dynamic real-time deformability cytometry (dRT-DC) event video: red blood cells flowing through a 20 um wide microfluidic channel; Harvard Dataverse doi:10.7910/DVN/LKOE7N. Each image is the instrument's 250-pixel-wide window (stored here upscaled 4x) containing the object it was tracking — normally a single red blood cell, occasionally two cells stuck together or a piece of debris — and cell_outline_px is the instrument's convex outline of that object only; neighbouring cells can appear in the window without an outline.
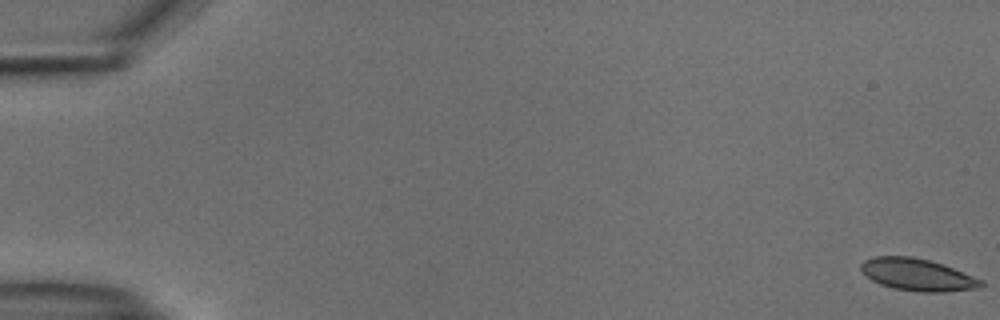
{"species": "common noctule bat (a hibernating species)", "species_latin": "Nyctalus noctula", "temperature_condition": "cold", "stored_images_in_passage": 55, "camera_frame_rate_fps": 3000, "um_per_image_px": 0.085, "animal": {"sex": "male", "body_mass_g": 18.8}, "frame": {"image": 1, "passage_image": 1, "time_ms": 0.0, "image_size_px": [1000, 320], "cell_outline_px": [[984, 284], [980, 288], [944, 292], [920, 292], [896, 288], [880, 284], [872, 280], [860, 268], [860, 264], [864, 260], [872, 256], [912, 256], [944, 264], [984, 280]], "centroid_in_image_um": [78.02, 23.34], "position_along_channel_um": 7.0, "area_um2": 22.54}}
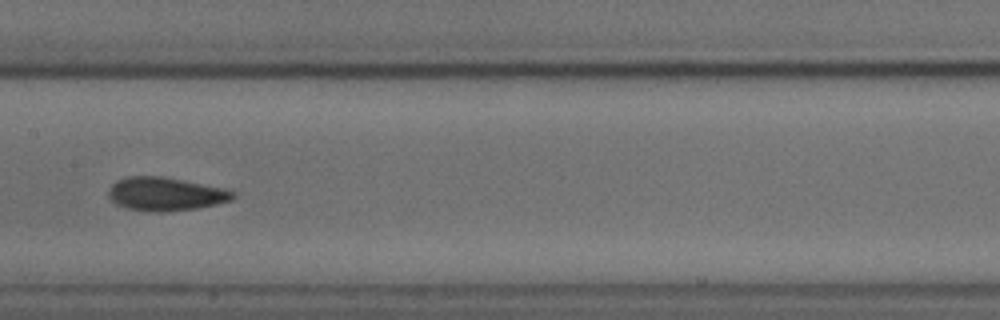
{"frame": {"image": 2, "passage_image": 29, "time_ms": 9.333, "image_size_px": [1000, 320], "cell_outline_px": [[236, 196], [232, 200], [216, 204], [196, 208], [164, 212], [152, 212], [124, 208], [116, 204], [108, 196], [108, 188], [116, 180], [128, 176], [164, 176], [228, 188], [236, 192]], "centroid_in_image_um": [14.09, 16.48], "position_along_channel_um": 193.3, "area_um2": 24.74}}
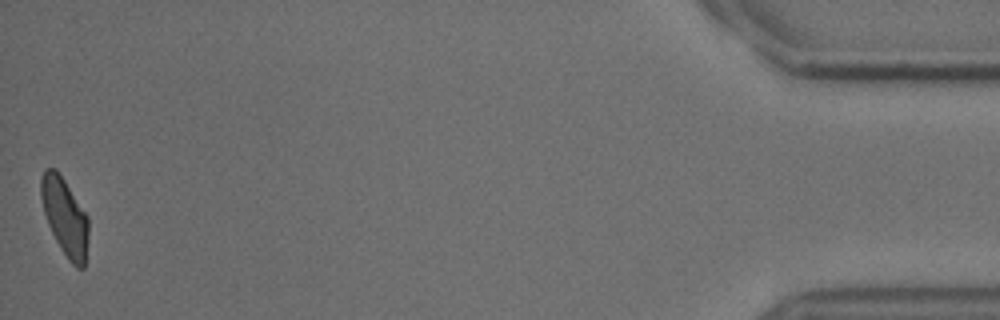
{"frame": {"image": 3, "passage_image": 55, "time_ms": 18.0, "image_size_px": [1000, 320], "cell_outline_px": [[88, 240], [84, 268], [76, 268], [68, 260], [60, 248], [48, 224], [44, 212], [40, 196], [40, 176], [44, 168], [56, 168], [88, 216]], "centroid_in_image_um": [5.5, 18.42], "position_along_channel_um": 429.7, "area_um2": 21.5}, "authors_computed_cell_mechanics": {"area_um2": 22.7732, "velocity_mm_per_s": 3.7302, "shape_relaxation_time_tau1_ms": 2.8711, "shape_relaxation_time_tau2_ms": 2.656, "deformation_change_tau1": 0.1029, "deformation_change_tau2": 0.0628}}